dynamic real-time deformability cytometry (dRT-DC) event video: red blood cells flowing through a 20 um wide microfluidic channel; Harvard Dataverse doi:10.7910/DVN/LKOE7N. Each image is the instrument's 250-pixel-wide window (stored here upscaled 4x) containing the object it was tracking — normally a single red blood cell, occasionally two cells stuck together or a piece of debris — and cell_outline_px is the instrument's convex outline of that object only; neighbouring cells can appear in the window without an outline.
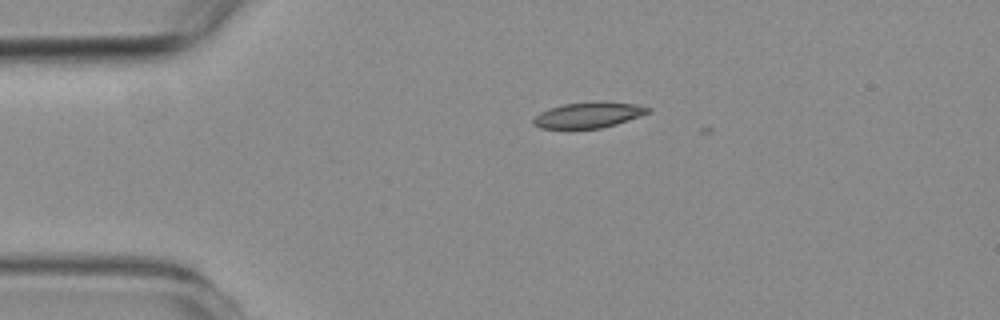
{"species": "common noctule bat (a hibernating species)", "species_latin": "Nyctalus noctula", "temperature_condition": "room temperature", "stored_images_in_passage": 2, "camera_frame_rate_fps": 3000, "um_per_image_px": 0.085, "animal": {"sex": "female", "body_mass_g": 19.3, "forearm_length_mm": 54.1}, "frame": {"image": 1, "passage_image": 1, "time_ms": 0.0, "image_size_px": [1000, 320], "cell_outline_px": [[652, 112], [616, 124], [600, 128], [540, 128], [532, 124], [532, 120], [540, 112], [548, 108], [564, 104], [636, 104], [652, 108]], "centroid_in_image_um": [49.99, 9.82], "position_along_channel_um": 35.0, "area_um2": 16.36}}